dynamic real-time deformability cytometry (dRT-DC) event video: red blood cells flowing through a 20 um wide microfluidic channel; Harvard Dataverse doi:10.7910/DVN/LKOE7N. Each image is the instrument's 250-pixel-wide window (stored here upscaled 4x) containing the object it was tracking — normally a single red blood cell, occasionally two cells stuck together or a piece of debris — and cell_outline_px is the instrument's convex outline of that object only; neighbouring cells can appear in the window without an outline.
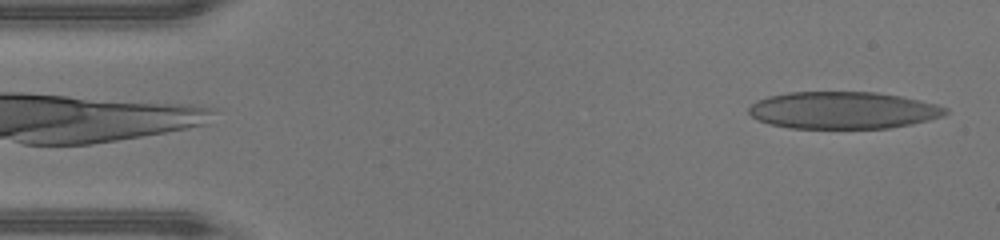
{"species": "human", "species_latin": "Homo sapiens", "temperature_condition": "warm", "stored_images_in_passage": 45, "camera_frame_rate_fps": 3000, "um_per_image_px": 0.085, "donor": {"sex": "male"}, "frame": {"image": 1, "passage_image": 1, "time_ms": 0.0, "image_size_px": [1000, 240], "cell_outline_px": [[948, 112], [940, 116], [928, 120], [888, 128], [792, 128], [772, 124], [760, 120], [752, 116], [748, 112], [748, 108], [756, 100], [768, 96], [788, 92], [876, 92], [900, 96], [936, 104], [948, 108]], "centroid_in_image_um": [71.63, 9.36], "position_along_channel_um": 13.4, "area_um2": 42.25}}
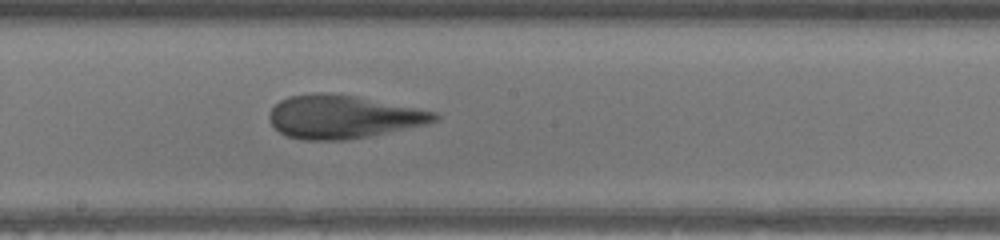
{"frame": {"image": 2, "passage_image": 23, "time_ms": 7.333, "image_size_px": [1000, 240], "cell_outline_px": [[440, 116], [436, 120], [424, 124], [368, 136], [344, 140], [300, 140], [284, 136], [272, 124], [268, 116], [272, 108], [280, 100], [288, 96], [316, 92], [320, 92], [356, 96], [436, 112]], "centroid_in_image_um": [29.09, 9.93], "position_along_channel_um": 219.1, "area_um2": 41.27}}
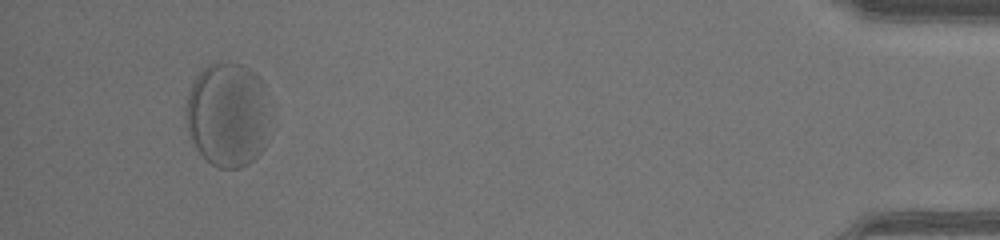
{"frame": {"image": 3, "passage_image": 42, "time_ms": 13.667, "image_size_px": [1000, 240], "cell_outline_px": [[264, 148], [248, 164], [240, 168], [220, 168], [212, 164], [196, 148], [188, 132], [184, 120], [188, 92], [196, 76], [208, 64], [216, 60], [244, 64], [256, 72], [260, 76], [264, 124]], "centroid_in_image_um": [19.24, 9.71], "position_along_channel_um": 416.0, "area_um2": 50.23}, "authors_computed_cell_mechanics": {"area_um2": 42.5408, "velocity_mm_per_s": 4.3422, "shape_relaxation_time_tau1_ms": 3.6968, "shape_relaxation_time_tau2_ms": 0.8492, "deformation_change_tau1": 0.1656, "deformation_change_tau2": 0.0782}}